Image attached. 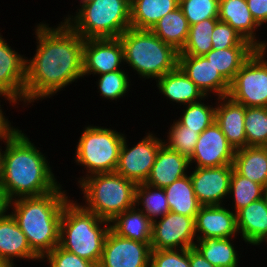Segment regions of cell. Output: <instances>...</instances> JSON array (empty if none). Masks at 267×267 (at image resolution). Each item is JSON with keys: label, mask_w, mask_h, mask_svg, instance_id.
I'll return each instance as SVG.
<instances>
[{"label": "cell", "mask_w": 267, "mask_h": 267, "mask_svg": "<svg viewBox=\"0 0 267 267\" xmlns=\"http://www.w3.org/2000/svg\"><path fill=\"white\" fill-rule=\"evenodd\" d=\"M36 23L35 54L26 59L25 107L47 100L83 78L85 40L64 20L56 26Z\"/></svg>", "instance_id": "obj_1"}, {"label": "cell", "mask_w": 267, "mask_h": 267, "mask_svg": "<svg viewBox=\"0 0 267 267\" xmlns=\"http://www.w3.org/2000/svg\"><path fill=\"white\" fill-rule=\"evenodd\" d=\"M29 137L19 128L3 141L2 189L9 201L46 195L61 185L46 153L43 154Z\"/></svg>", "instance_id": "obj_2"}, {"label": "cell", "mask_w": 267, "mask_h": 267, "mask_svg": "<svg viewBox=\"0 0 267 267\" xmlns=\"http://www.w3.org/2000/svg\"><path fill=\"white\" fill-rule=\"evenodd\" d=\"M66 191L61 184L49 194L21 197L9 202V213L41 260L59 245L63 208L71 199Z\"/></svg>", "instance_id": "obj_3"}, {"label": "cell", "mask_w": 267, "mask_h": 267, "mask_svg": "<svg viewBox=\"0 0 267 267\" xmlns=\"http://www.w3.org/2000/svg\"><path fill=\"white\" fill-rule=\"evenodd\" d=\"M64 206L60 222L59 245L92 263L99 264L110 221L86 210L77 199Z\"/></svg>", "instance_id": "obj_4"}, {"label": "cell", "mask_w": 267, "mask_h": 267, "mask_svg": "<svg viewBox=\"0 0 267 267\" xmlns=\"http://www.w3.org/2000/svg\"><path fill=\"white\" fill-rule=\"evenodd\" d=\"M124 49V64L138 78L157 80L178 66V54L151 30L127 29L120 37ZM131 68V69H130Z\"/></svg>", "instance_id": "obj_5"}, {"label": "cell", "mask_w": 267, "mask_h": 267, "mask_svg": "<svg viewBox=\"0 0 267 267\" xmlns=\"http://www.w3.org/2000/svg\"><path fill=\"white\" fill-rule=\"evenodd\" d=\"M64 21L84 40L118 38L131 27L130 0H87Z\"/></svg>", "instance_id": "obj_6"}, {"label": "cell", "mask_w": 267, "mask_h": 267, "mask_svg": "<svg viewBox=\"0 0 267 267\" xmlns=\"http://www.w3.org/2000/svg\"><path fill=\"white\" fill-rule=\"evenodd\" d=\"M77 185L85 201L80 204L102 219L111 221L135 206L136 184L116 172L93 174Z\"/></svg>", "instance_id": "obj_7"}, {"label": "cell", "mask_w": 267, "mask_h": 267, "mask_svg": "<svg viewBox=\"0 0 267 267\" xmlns=\"http://www.w3.org/2000/svg\"><path fill=\"white\" fill-rule=\"evenodd\" d=\"M93 125L83 127L75 147L73 159L85 170V175L77 178L78 184L93 174L115 172L118 165L125 133L118 132L114 127Z\"/></svg>", "instance_id": "obj_8"}, {"label": "cell", "mask_w": 267, "mask_h": 267, "mask_svg": "<svg viewBox=\"0 0 267 267\" xmlns=\"http://www.w3.org/2000/svg\"><path fill=\"white\" fill-rule=\"evenodd\" d=\"M267 49H257L230 82L228 97L245 107H267Z\"/></svg>", "instance_id": "obj_9"}, {"label": "cell", "mask_w": 267, "mask_h": 267, "mask_svg": "<svg viewBox=\"0 0 267 267\" xmlns=\"http://www.w3.org/2000/svg\"><path fill=\"white\" fill-rule=\"evenodd\" d=\"M139 142L131 145L125 135L122 142L116 173L133 181L136 185L145 183L156 159L163 139L150 131ZM136 144V145H135ZM131 145L132 147H130Z\"/></svg>", "instance_id": "obj_10"}, {"label": "cell", "mask_w": 267, "mask_h": 267, "mask_svg": "<svg viewBox=\"0 0 267 267\" xmlns=\"http://www.w3.org/2000/svg\"><path fill=\"white\" fill-rule=\"evenodd\" d=\"M196 241L194 217L169 211L153 221L152 250L189 249L194 247Z\"/></svg>", "instance_id": "obj_11"}, {"label": "cell", "mask_w": 267, "mask_h": 267, "mask_svg": "<svg viewBox=\"0 0 267 267\" xmlns=\"http://www.w3.org/2000/svg\"><path fill=\"white\" fill-rule=\"evenodd\" d=\"M151 243L124 238L109 230L97 267H150Z\"/></svg>", "instance_id": "obj_12"}, {"label": "cell", "mask_w": 267, "mask_h": 267, "mask_svg": "<svg viewBox=\"0 0 267 267\" xmlns=\"http://www.w3.org/2000/svg\"><path fill=\"white\" fill-rule=\"evenodd\" d=\"M124 49L120 38L85 39L83 45V79L124 70ZM121 67V68H120Z\"/></svg>", "instance_id": "obj_13"}, {"label": "cell", "mask_w": 267, "mask_h": 267, "mask_svg": "<svg viewBox=\"0 0 267 267\" xmlns=\"http://www.w3.org/2000/svg\"><path fill=\"white\" fill-rule=\"evenodd\" d=\"M233 169V165L206 168L190 167L188 174L195 196L202 206L227 204Z\"/></svg>", "instance_id": "obj_14"}, {"label": "cell", "mask_w": 267, "mask_h": 267, "mask_svg": "<svg viewBox=\"0 0 267 267\" xmlns=\"http://www.w3.org/2000/svg\"><path fill=\"white\" fill-rule=\"evenodd\" d=\"M234 154L235 150L228 143L220 126L214 122L199 134L189 163L190 167L195 165L198 168L233 165Z\"/></svg>", "instance_id": "obj_15"}, {"label": "cell", "mask_w": 267, "mask_h": 267, "mask_svg": "<svg viewBox=\"0 0 267 267\" xmlns=\"http://www.w3.org/2000/svg\"><path fill=\"white\" fill-rule=\"evenodd\" d=\"M0 32V92L25 107L26 59L12 48Z\"/></svg>", "instance_id": "obj_16"}, {"label": "cell", "mask_w": 267, "mask_h": 267, "mask_svg": "<svg viewBox=\"0 0 267 267\" xmlns=\"http://www.w3.org/2000/svg\"><path fill=\"white\" fill-rule=\"evenodd\" d=\"M178 67L205 96L219 98L228 95L230 83L204 56L178 55Z\"/></svg>", "instance_id": "obj_17"}, {"label": "cell", "mask_w": 267, "mask_h": 267, "mask_svg": "<svg viewBox=\"0 0 267 267\" xmlns=\"http://www.w3.org/2000/svg\"><path fill=\"white\" fill-rule=\"evenodd\" d=\"M195 233L197 239L236 238V213L228 205L201 206L195 218Z\"/></svg>", "instance_id": "obj_18"}, {"label": "cell", "mask_w": 267, "mask_h": 267, "mask_svg": "<svg viewBox=\"0 0 267 267\" xmlns=\"http://www.w3.org/2000/svg\"><path fill=\"white\" fill-rule=\"evenodd\" d=\"M218 19L228 23L257 49H267V40L261 41L257 35L261 27L254 20L246 0H219Z\"/></svg>", "instance_id": "obj_19"}, {"label": "cell", "mask_w": 267, "mask_h": 267, "mask_svg": "<svg viewBox=\"0 0 267 267\" xmlns=\"http://www.w3.org/2000/svg\"><path fill=\"white\" fill-rule=\"evenodd\" d=\"M16 260L42 262L32 251L16 220L8 212L0 219V263L15 264Z\"/></svg>", "instance_id": "obj_20"}, {"label": "cell", "mask_w": 267, "mask_h": 267, "mask_svg": "<svg viewBox=\"0 0 267 267\" xmlns=\"http://www.w3.org/2000/svg\"><path fill=\"white\" fill-rule=\"evenodd\" d=\"M215 109V122L234 150L247 146L245 133L246 107L228 96L219 97Z\"/></svg>", "instance_id": "obj_21"}, {"label": "cell", "mask_w": 267, "mask_h": 267, "mask_svg": "<svg viewBox=\"0 0 267 267\" xmlns=\"http://www.w3.org/2000/svg\"><path fill=\"white\" fill-rule=\"evenodd\" d=\"M188 169H190L189 159L163 144L145 183L153 187L165 188L188 175Z\"/></svg>", "instance_id": "obj_22"}, {"label": "cell", "mask_w": 267, "mask_h": 267, "mask_svg": "<svg viewBox=\"0 0 267 267\" xmlns=\"http://www.w3.org/2000/svg\"><path fill=\"white\" fill-rule=\"evenodd\" d=\"M241 240L250 246L267 244V205L263 198L253 201L236 213Z\"/></svg>", "instance_id": "obj_23"}, {"label": "cell", "mask_w": 267, "mask_h": 267, "mask_svg": "<svg viewBox=\"0 0 267 267\" xmlns=\"http://www.w3.org/2000/svg\"><path fill=\"white\" fill-rule=\"evenodd\" d=\"M156 86L160 95L163 94L162 96L172 104L176 103L180 106L198 102L206 97L178 66L158 78Z\"/></svg>", "instance_id": "obj_24"}, {"label": "cell", "mask_w": 267, "mask_h": 267, "mask_svg": "<svg viewBox=\"0 0 267 267\" xmlns=\"http://www.w3.org/2000/svg\"><path fill=\"white\" fill-rule=\"evenodd\" d=\"M153 221L136 206L118 214L110 221V229L118 236L151 243Z\"/></svg>", "instance_id": "obj_25"}, {"label": "cell", "mask_w": 267, "mask_h": 267, "mask_svg": "<svg viewBox=\"0 0 267 267\" xmlns=\"http://www.w3.org/2000/svg\"><path fill=\"white\" fill-rule=\"evenodd\" d=\"M234 169L262 186L267 184V147L246 146L235 150Z\"/></svg>", "instance_id": "obj_26"}, {"label": "cell", "mask_w": 267, "mask_h": 267, "mask_svg": "<svg viewBox=\"0 0 267 267\" xmlns=\"http://www.w3.org/2000/svg\"><path fill=\"white\" fill-rule=\"evenodd\" d=\"M234 239L237 237L197 239L194 248L215 267H239L242 254L239 256Z\"/></svg>", "instance_id": "obj_27"}, {"label": "cell", "mask_w": 267, "mask_h": 267, "mask_svg": "<svg viewBox=\"0 0 267 267\" xmlns=\"http://www.w3.org/2000/svg\"><path fill=\"white\" fill-rule=\"evenodd\" d=\"M179 7V0H130L131 28L150 30L167 13Z\"/></svg>", "instance_id": "obj_28"}, {"label": "cell", "mask_w": 267, "mask_h": 267, "mask_svg": "<svg viewBox=\"0 0 267 267\" xmlns=\"http://www.w3.org/2000/svg\"><path fill=\"white\" fill-rule=\"evenodd\" d=\"M189 24L180 7L167 13L150 29L164 43L180 52L188 38Z\"/></svg>", "instance_id": "obj_29"}, {"label": "cell", "mask_w": 267, "mask_h": 267, "mask_svg": "<svg viewBox=\"0 0 267 267\" xmlns=\"http://www.w3.org/2000/svg\"><path fill=\"white\" fill-rule=\"evenodd\" d=\"M170 211L196 218L202 206L193 189L190 175H186L164 188Z\"/></svg>", "instance_id": "obj_30"}, {"label": "cell", "mask_w": 267, "mask_h": 267, "mask_svg": "<svg viewBox=\"0 0 267 267\" xmlns=\"http://www.w3.org/2000/svg\"><path fill=\"white\" fill-rule=\"evenodd\" d=\"M257 50L256 47H231L227 49H212L204 57L230 83L243 64Z\"/></svg>", "instance_id": "obj_31"}, {"label": "cell", "mask_w": 267, "mask_h": 267, "mask_svg": "<svg viewBox=\"0 0 267 267\" xmlns=\"http://www.w3.org/2000/svg\"><path fill=\"white\" fill-rule=\"evenodd\" d=\"M135 206L152 221L162 218L170 211L164 188L146 183L135 187Z\"/></svg>", "instance_id": "obj_32"}, {"label": "cell", "mask_w": 267, "mask_h": 267, "mask_svg": "<svg viewBox=\"0 0 267 267\" xmlns=\"http://www.w3.org/2000/svg\"><path fill=\"white\" fill-rule=\"evenodd\" d=\"M218 21V18H210L191 25L187 41L178 55L204 56L212 50L211 34Z\"/></svg>", "instance_id": "obj_33"}, {"label": "cell", "mask_w": 267, "mask_h": 267, "mask_svg": "<svg viewBox=\"0 0 267 267\" xmlns=\"http://www.w3.org/2000/svg\"><path fill=\"white\" fill-rule=\"evenodd\" d=\"M263 186L240 175L235 169L232 171L228 198L232 200L230 206L237 213L253 201L262 198Z\"/></svg>", "instance_id": "obj_34"}, {"label": "cell", "mask_w": 267, "mask_h": 267, "mask_svg": "<svg viewBox=\"0 0 267 267\" xmlns=\"http://www.w3.org/2000/svg\"><path fill=\"white\" fill-rule=\"evenodd\" d=\"M207 98V99H206ZM209 96L202 100L183 106L182 116L178 117V121L187 127L194 130L195 133L201 134L207 127L215 122V109L217 100L214 104L205 103ZM214 106V107H213Z\"/></svg>", "instance_id": "obj_35"}, {"label": "cell", "mask_w": 267, "mask_h": 267, "mask_svg": "<svg viewBox=\"0 0 267 267\" xmlns=\"http://www.w3.org/2000/svg\"><path fill=\"white\" fill-rule=\"evenodd\" d=\"M125 70H117L114 72H108L105 74L97 75L98 79L96 81L97 89L101 98L103 100H120V98H124L128 92L131 91L129 89L131 84V74L127 72V68ZM126 71V72H125Z\"/></svg>", "instance_id": "obj_36"}, {"label": "cell", "mask_w": 267, "mask_h": 267, "mask_svg": "<svg viewBox=\"0 0 267 267\" xmlns=\"http://www.w3.org/2000/svg\"><path fill=\"white\" fill-rule=\"evenodd\" d=\"M247 146L267 147V107H246Z\"/></svg>", "instance_id": "obj_37"}, {"label": "cell", "mask_w": 267, "mask_h": 267, "mask_svg": "<svg viewBox=\"0 0 267 267\" xmlns=\"http://www.w3.org/2000/svg\"><path fill=\"white\" fill-rule=\"evenodd\" d=\"M168 129V132H166L168 135L166 139H163V143L171 150H174L189 159L194 152L199 134L195 133L194 130L187 129V127L182 125L177 118Z\"/></svg>", "instance_id": "obj_38"}, {"label": "cell", "mask_w": 267, "mask_h": 267, "mask_svg": "<svg viewBox=\"0 0 267 267\" xmlns=\"http://www.w3.org/2000/svg\"><path fill=\"white\" fill-rule=\"evenodd\" d=\"M179 7L189 26L219 16V0H179Z\"/></svg>", "instance_id": "obj_39"}, {"label": "cell", "mask_w": 267, "mask_h": 267, "mask_svg": "<svg viewBox=\"0 0 267 267\" xmlns=\"http://www.w3.org/2000/svg\"><path fill=\"white\" fill-rule=\"evenodd\" d=\"M213 49H227L231 47H255L235 31L228 23L218 21L211 34Z\"/></svg>", "instance_id": "obj_40"}, {"label": "cell", "mask_w": 267, "mask_h": 267, "mask_svg": "<svg viewBox=\"0 0 267 267\" xmlns=\"http://www.w3.org/2000/svg\"><path fill=\"white\" fill-rule=\"evenodd\" d=\"M150 267H190L189 249L152 250Z\"/></svg>", "instance_id": "obj_41"}, {"label": "cell", "mask_w": 267, "mask_h": 267, "mask_svg": "<svg viewBox=\"0 0 267 267\" xmlns=\"http://www.w3.org/2000/svg\"><path fill=\"white\" fill-rule=\"evenodd\" d=\"M41 261L48 262V267H97V264L80 258L60 245L50 251Z\"/></svg>", "instance_id": "obj_42"}, {"label": "cell", "mask_w": 267, "mask_h": 267, "mask_svg": "<svg viewBox=\"0 0 267 267\" xmlns=\"http://www.w3.org/2000/svg\"><path fill=\"white\" fill-rule=\"evenodd\" d=\"M0 97L1 99H3V101L5 100V102L6 101L9 102V105L13 107H15L17 104L18 105L20 104L13 97L3 94L1 92H0ZM1 102L2 101L0 100V141H4L6 139L11 138L19 129L18 127L13 126V121L11 123L10 120H8L9 118L5 117L6 114L3 111L4 109H2L3 108L2 106L4 105H1Z\"/></svg>", "instance_id": "obj_43"}, {"label": "cell", "mask_w": 267, "mask_h": 267, "mask_svg": "<svg viewBox=\"0 0 267 267\" xmlns=\"http://www.w3.org/2000/svg\"><path fill=\"white\" fill-rule=\"evenodd\" d=\"M256 23L262 27L267 24V0H246Z\"/></svg>", "instance_id": "obj_44"}, {"label": "cell", "mask_w": 267, "mask_h": 267, "mask_svg": "<svg viewBox=\"0 0 267 267\" xmlns=\"http://www.w3.org/2000/svg\"><path fill=\"white\" fill-rule=\"evenodd\" d=\"M190 267H215L207 261L194 247L189 248Z\"/></svg>", "instance_id": "obj_45"}, {"label": "cell", "mask_w": 267, "mask_h": 267, "mask_svg": "<svg viewBox=\"0 0 267 267\" xmlns=\"http://www.w3.org/2000/svg\"><path fill=\"white\" fill-rule=\"evenodd\" d=\"M9 202L4 190L0 187V219L9 212Z\"/></svg>", "instance_id": "obj_46"}, {"label": "cell", "mask_w": 267, "mask_h": 267, "mask_svg": "<svg viewBox=\"0 0 267 267\" xmlns=\"http://www.w3.org/2000/svg\"><path fill=\"white\" fill-rule=\"evenodd\" d=\"M3 141H0L1 145ZM0 145V187H2V181H3V156H4V146Z\"/></svg>", "instance_id": "obj_47"}, {"label": "cell", "mask_w": 267, "mask_h": 267, "mask_svg": "<svg viewBox=\"0 0 267 267\" xmlns=\"http://www.w3.org/2000/svg\"><path fill=\"white\" fill-rule=\"evenodd\" d=\"M262 198L265 200L266 205H267V184L263 186Z\"/></svg>", "instance_id": "obj_48"}, {"label": "cell", "mask_w": 267, "mask_h": 267, "mask_svg": "<svg viewBox=\"0 0 267 267\" xmlns=\"http://www.w3.org/2000/svg\"><path fill=\"white\" fill-rule=\"evenodd\" d=\"M17 264L0 263V267H16Z\"/></svg>", "instance_id": "obj_49"}, {"label": "cell", "mask_w": 267, "mask_h": 267, "mask_svg": "<svg viewBox=\"0 0 267 267\" xmlns=\"http://www.w3.org/2000/svg\"><path fill=\"white\" fill-rule=\"evenodd\" d=\"M85 1H87V0H80V1H78V2H79V4H80V3H83V2H85Z\"/></svg>", "instance_id": "obj_50"}]
</instances>
